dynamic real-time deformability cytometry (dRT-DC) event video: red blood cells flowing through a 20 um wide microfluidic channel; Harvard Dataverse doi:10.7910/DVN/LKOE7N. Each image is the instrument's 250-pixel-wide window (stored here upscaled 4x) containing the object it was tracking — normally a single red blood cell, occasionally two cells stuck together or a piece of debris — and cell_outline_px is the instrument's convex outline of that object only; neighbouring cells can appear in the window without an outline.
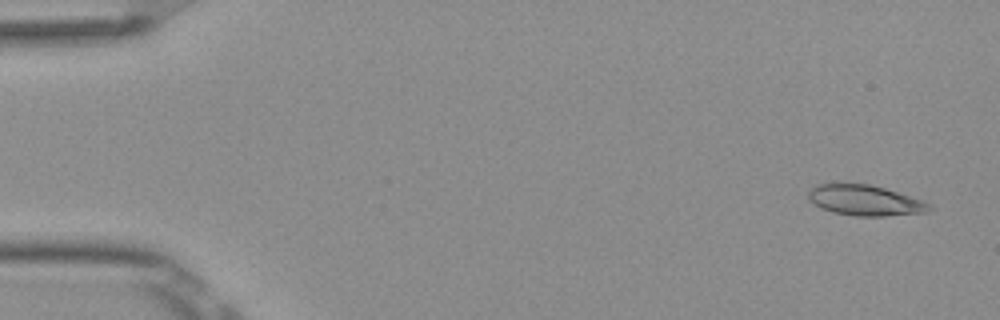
{"species": "Egyptian fruit bat (a non-hibernating species)", "species_latin": "Rousettus aegyptiacus", "temperature_condition": "room temperature", "stored_images_in_passage": 53, "camera_frame_rate_fps": 3000, "um_per_image_px": 0.085, "frame": {"image": 1, "passage_image": 3, "time_ms": 0.667, "image_size_px": [1000, 320], "cell_outline_px": [[932, 208], [928, 212], [884, 216], [852, 216], [832, 212], [820, 208], [808, 200], [808, 192], [816, 184], [832, 180], [844, 180], [868, 184], [884, 188], [924, 200], [932, 204]], "centroid_in_image_um": [73.45, 16.98], "position_along_channel_um": 11.6, "area_um2": 22.54}}
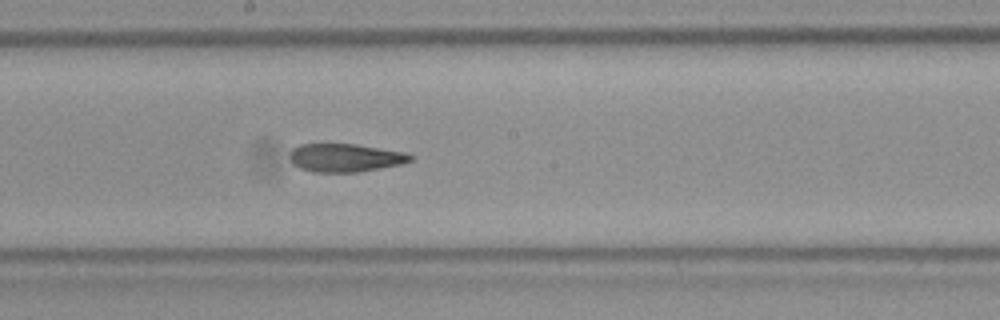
{"frame": {"image": 2, "passage_image": 29, "time_ms": 9.333, "image_size_px": [1000, 320], "cell_outline_px": [[416, 156], [412, 160], [404, 164], [360, 172], [312, 172], [300, 168], [292, 164], [288, 156], [288, 152], [292, 148], [300, 144], [356, 144], [408, 152]], "centroid_in_image_um": [29.37, 13.41], "position_along_channel_um": 218.8, "area_um2": 20.4}}
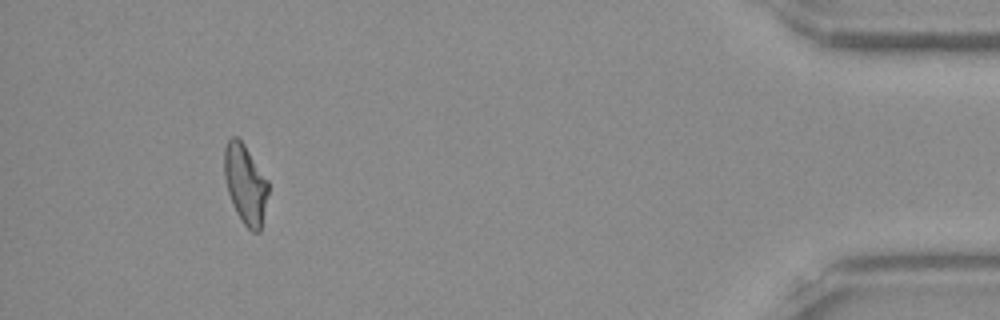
{"frame": {"image": 3, "passage_image": 49, "time_ms": 16.0, "image_size_px": [1000, 320], "cell_outline_px": [[268, 192], [260, 232], [252, 232], [240, 220], [232, 204], [228, 192], [224, 176], [224, 148], [228, 140], [232, 136], [236, 136], [244, 144], [268, 180]], "centroid_in_image_um": [20.84, 15.65], "position_along_channel_um": 414.4, "area_um2": 20.29}, "authors_computed_cell_mechanics": {"area_um2": 21.2704, "velocity_mm_per_s": 3.8895, "shape_relaxation_time_tau1_ms": null, "shape_relaxation_time_tau2_ms": 3.4825, "deformation_change_tau1": null, "deformation_change_tau2": 0.1233}}